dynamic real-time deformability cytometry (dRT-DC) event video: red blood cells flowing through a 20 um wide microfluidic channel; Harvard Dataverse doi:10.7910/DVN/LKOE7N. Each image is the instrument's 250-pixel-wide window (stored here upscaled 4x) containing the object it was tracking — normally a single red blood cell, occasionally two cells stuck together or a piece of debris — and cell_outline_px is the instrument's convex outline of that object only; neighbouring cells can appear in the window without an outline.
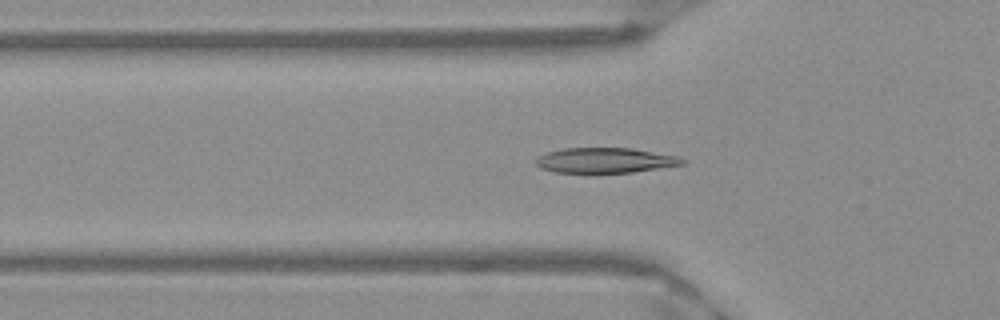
{"species": "Egyptian fruit bat (a non-hibernating species)", "species_latin": "Rousettus aegyptiacus", "temperature_condition": "warm", "stored_images_in_passage": 51, "camera_frame_rate_fps": 3000, "um_per_image_px": 0.085, "frame": {"image": 1, "passage_image": 17, "time_ms": 5.333, "image_size_px": [1000, 320], "cell_outline_px": [[688, 160], [684, 164], [632, 172], [596, 176], [556, 172], [540, 168], [532, 160], [536, 156], [548, 152], [564, 148], [632, 148], [680, 156]], "centroid_in_image_um": [51.39, 13.67], "position_along_channel_um": 74.4, "area_um2": 22.66}}
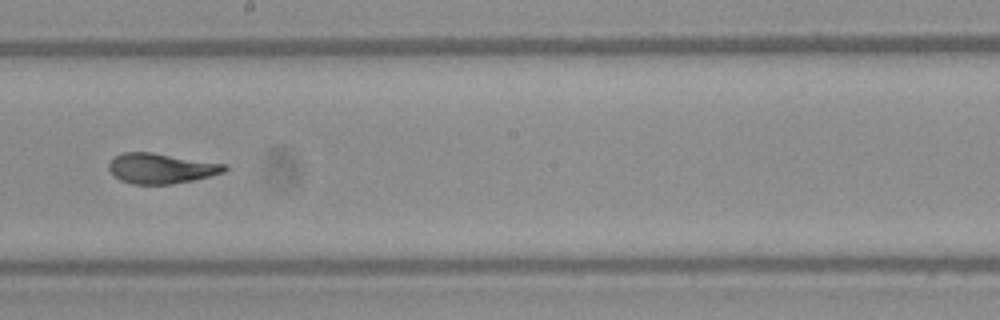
{"frame": {"image": 2, "passage_image": 29, "time_ms": 9.333, "image_size_px": [1000, 320], "cell_outline_px": [[228, 168], [224, 172], [192, 180], [172, 184], [132, 184], [120, 180], [108, 168], [108, 164], [116, 156], [124, 152], [152, 152], [228, 164]], "centroid_in_image_um": [13.72, 14.3], "position_along_channel_um": 234.5, "area_um2": 20.29}}
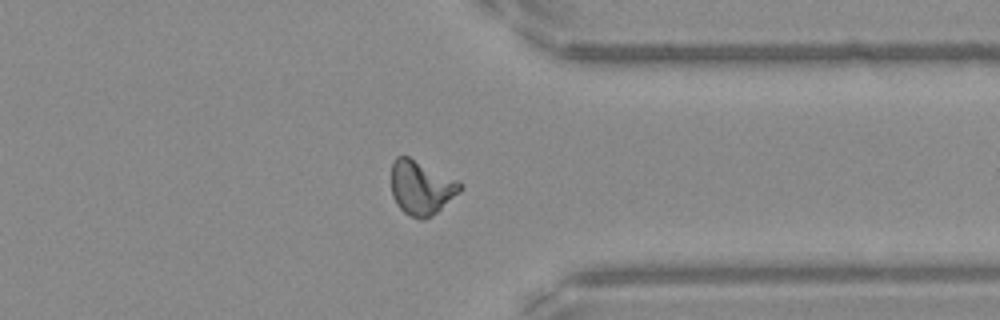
{"frame": {"image": 3, "passage_image": 40, "time_ms": 13.0, "image_size_px": [1000, 320], "cell_outline_px": [[464, 188], [432, 216], [424, 220], [420, 220], [404, 212], [396, 204], [392, 196], [392, 164], [396, 156], [408, 156], [460, 180], [464, 184]], "centroid_in_image_um": [35.84, 15.94], "position_along_channel_um": 375.6, "area_um2": 21.91}, "authors_computed_cell_mechanics": {"area_um2": 20.9814, "velocity_mm_per_s": 3.9836, "shape_relaxation_time_tau1_ms": 11.173, "shape_relaxation_time_tau2_ms": 1.1267, "deformation_change_tau1": 0.3172, "deformation_change_tau2": 0.0785}}